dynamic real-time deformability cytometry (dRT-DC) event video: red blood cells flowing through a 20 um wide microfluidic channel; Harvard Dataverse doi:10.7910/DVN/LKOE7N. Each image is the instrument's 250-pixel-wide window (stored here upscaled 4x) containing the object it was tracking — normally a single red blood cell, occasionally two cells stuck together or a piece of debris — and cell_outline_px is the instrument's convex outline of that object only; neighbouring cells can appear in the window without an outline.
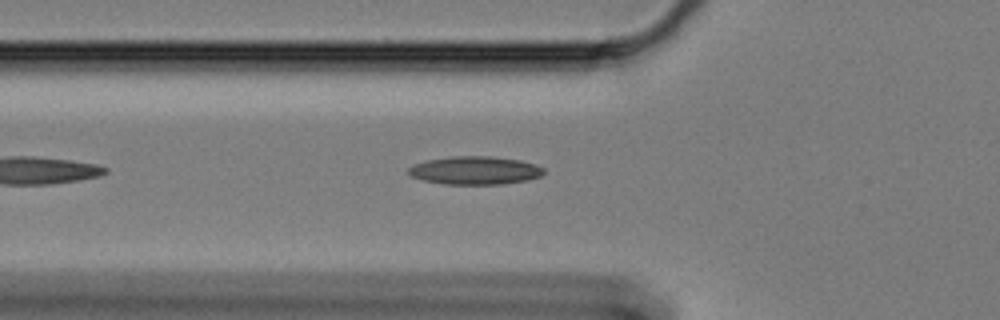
{"species": "Egyptian fruit bat (a non-hibernating species)", "species_latin": "Rousettus aegyptiacus", "temperature_condition": "cold", "stored_images_in_passage": 40, "camera_frame_rate_fps": 3000, "um_per_image_px": 0.085, "animal": {"sex": "female"}, "frame": {"image": 1, "passage_image": 6, "time_ms": 1.667, "image_size_px": [1000, 320], "cell_outline_px": [[544, 172], [540, 176], [528, 180], [500, 184], [444, 184], [424, 180], [412, 176], [408, 172], [408, 168], [412, 164], [428, 160], [452, 156], [492, 156], [520, 160], [536, 164], [544, 168]], "centroid_in_image_um": [40.39, 14.48], "position_along_channel_um": 85.4, "area_um2": 22.2}}
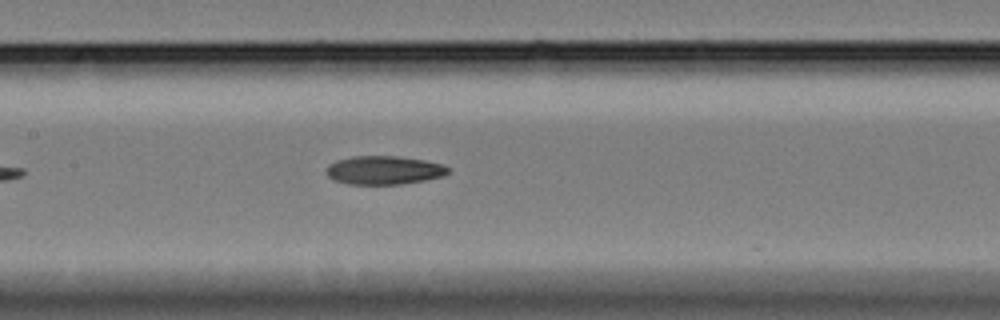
{"frame": {"image": 2, "passage_image": 14, "time_ms": 4.333, "image_size_px": [1000, 320], "cell_outline_px": [[448, 172], [440, 176], [424, 180], [400, 184], [352, 184], [336, 180], [328, 176], [328, 164], [336, 160], [352, 156], [396, 156], [424, 160], [444, 164], [448, 168]], "centroid_in_image_um": [32.63, 14.45], "position_along_channel_um": 174.8, "area_um2": 19.94}}
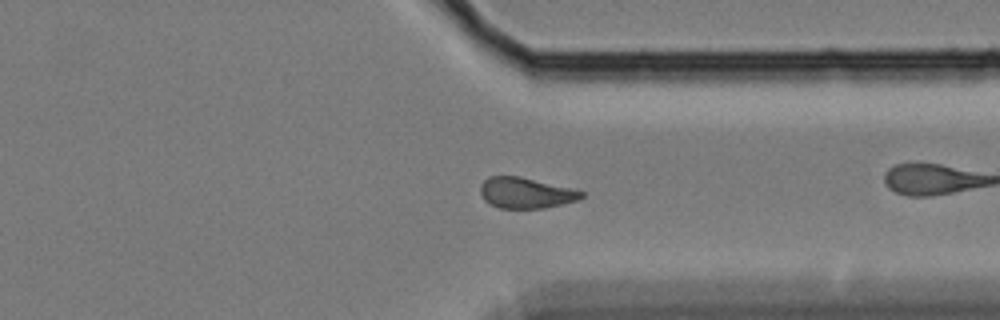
{"frame": {"image": 3, "passage_image": 25, "time_ms": 8.0, "image_size_px": [1000, 320], "cell_outline_px": [[584, 196], [576, 200], [544, 208], [500, 208], [488, 204], [484, 200], [480, 192], [480, 184], [488, 176], [520, 176], [584, 192]], "centroid_in_image_um": [44.61, 16.39], "position_along_channel_um": 366.8, "area_um2": 17.92}, "authors_computed_cell_mechanics": {"area_um2": 18.785, "velocity_mm_per_s": 3.335, "shape_relaxation_time_tau1_ms": null, "shape_relaxation_time_tau2_ms": 7.4911, "deformation_change_tau1": null, "deformation_change_tau2": 0.1842}}